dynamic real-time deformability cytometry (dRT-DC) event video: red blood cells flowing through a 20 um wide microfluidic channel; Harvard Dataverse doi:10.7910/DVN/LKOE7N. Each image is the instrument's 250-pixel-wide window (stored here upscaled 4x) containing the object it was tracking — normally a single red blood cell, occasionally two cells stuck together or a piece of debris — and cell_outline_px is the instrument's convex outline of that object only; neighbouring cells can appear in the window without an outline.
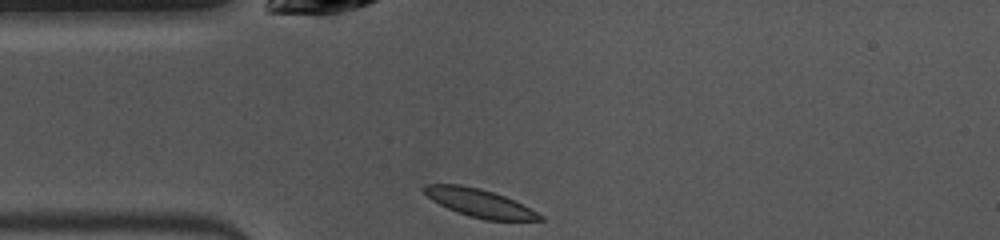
{"species": "common noctule bat (a hibernating species)", "species_latin": "Nyctalus noctula", "temperature_condition": "warm", "stored_images_in_passage": 39, "camera_frame_rate_fps": 3000, "um_per_image_px": 0.085, "animal": {"sex": "female", "body_mass_g": 10.0, "forearm_length_mm": 53.1}, "frame": {"image": 1, "passage_image": 1, "time_ms": 0.0, "image_size_px": [1000, 240], "cell_outline_px": [[544, 220], [484, 220], [468, 216], [456, 212], [432, 200], [420, 188], [424, 184], [460, 184], [480, 188], [504, 196], [544, 216]], "centroid_in_image_um": [40.7, 17.24], "position_along_channel_um": 44.3, "area_um2": 18.73}}
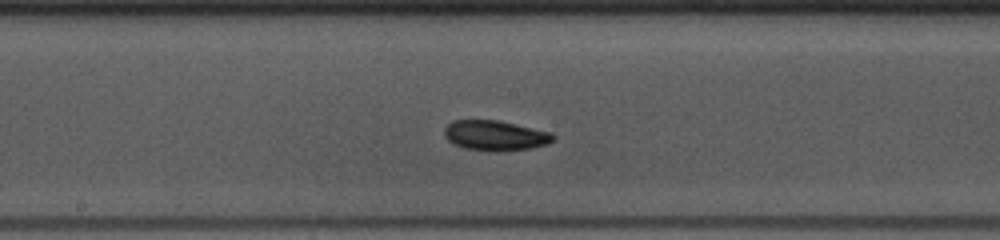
{"frame": {"image": 2, "passage_image": 14, "time_ms": 4.333, "image_size_px": [1000, 240], "cell_outline_px": [[556, 136], [548, 144], [532, 148], [496, 152], [492, 152], [464, 148], [448, 140], [444, 136], [444, 128], [452, 120], [496, 120], [516, 124], [552, 132]], "centroid_in_image_um": [42.1, 11.52], "position_along_channel_um": 206.1, "area_um2": 19.25}}
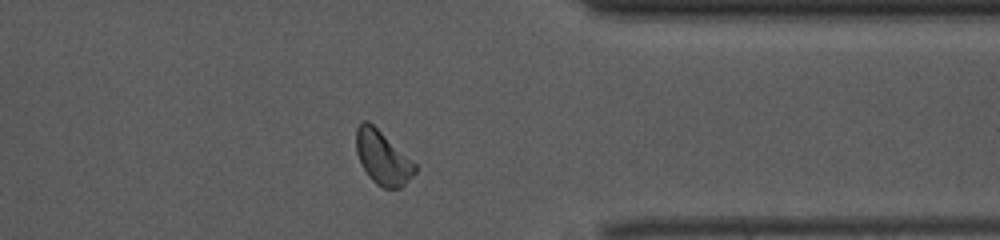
{"frame": {"image": 3, "passage_image": 28, "time_ms": 9.0, "image_size_px": [1000, 240], "cell_outline_px": [[416, 172], [400, 188], [384, 188], [376, 184], [368, 176], [360, 164], [356, 152], [356, 128], [364, 120], [368, 120], [416, 164]], "centroid_in_image_um": [32.49, 13.41], "position_along_channel_um": 378.9, "area_um2": 18.21}, "authors_computed_cell_mechanics": {"area_um2": 18.5538, "velocity_mm_per_s": 3.9409, "shape_relaxation_time_tau1_ms": 6.0367, "shape_relaxation_time_tau2_ms": 5.3111, "deformation_change_tau1": 0.1144, "deformation_change_tau2": 0.1145}}